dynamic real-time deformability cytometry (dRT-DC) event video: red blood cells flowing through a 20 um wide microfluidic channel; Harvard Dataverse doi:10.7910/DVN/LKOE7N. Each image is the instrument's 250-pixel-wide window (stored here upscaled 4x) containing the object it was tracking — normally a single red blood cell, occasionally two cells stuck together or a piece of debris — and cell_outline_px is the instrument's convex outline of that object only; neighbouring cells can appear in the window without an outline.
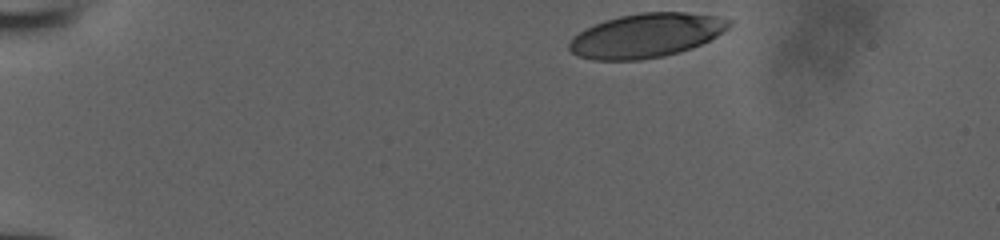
{"species": "human", "species_latin": "Homo sapiens", "temperature_condition": "room temperature", "stored_images_in_passage": 20, "camera_frame_rate_fps": 3000, "um_per_image_px": 0.085, "donor": {"sex": "male"}, "frame": {"image": 1, "passage_image": 1, "time_ms": 0.0, "image_size_px": [1000, 240], "cell_outline_px": [[732, 24], [728, 28], [716, 36], [692, 48], [664, 56], [640, 60], [592, 60], [576, 56], [568, 48], [568, 44], [572, 36], [584, 28], [604, 20], [620, 16], [640, 12], [684, 12], [716, 16], [732, 20]], "centroid_in_image_um": [54.88, 3.02], "position_along_channel_um": 30.1, "area_um2": 41.27}}
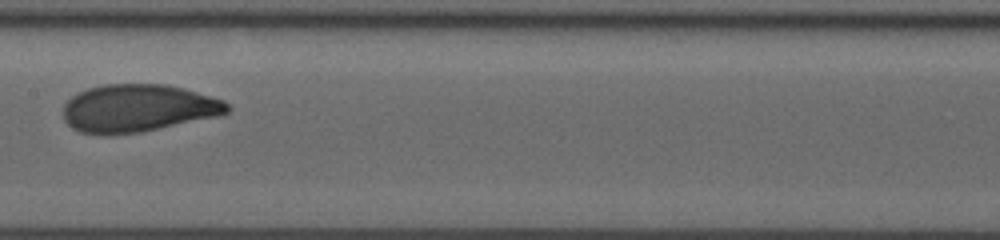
{"frame": {"image": 2, "passage_image": 12, "time_ms": 3.667, "image_size_px": [1000, 240], "cell_outline_px": [[232, 108], [228, 112], [216, 116], [140, 132], [80, 132], [72, 128], [64, 120], [64, 104], [72, 96], [88, 88], [104, 84], [168, 84], [184, 88], [224, 100]], "centroid_in_image_um": [11.76, 9.16], "position_along_channel_um": 195.6, "area_um2": 44.74}}
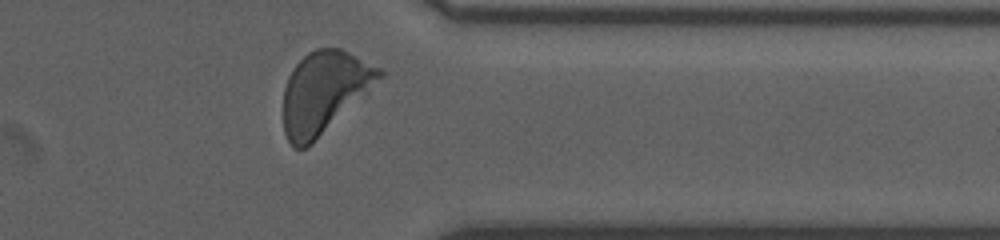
{"frame": {"image": 3, "passage_image": 20, "time_ms": 6.333, "image_size_px": [1000, 240], "cell_outline_px": [[384, 76], [308, 148], [292, 148], [284, 132], [284, 88], [288, 76], [292, 68], [308, 52], [316, 48], [340, 48], [380, 68], [384, 72]], "centroid_in_image_um": [27.53, 7.84], "position_along_channel_um": 383.9, "area_um2": 45.32}}